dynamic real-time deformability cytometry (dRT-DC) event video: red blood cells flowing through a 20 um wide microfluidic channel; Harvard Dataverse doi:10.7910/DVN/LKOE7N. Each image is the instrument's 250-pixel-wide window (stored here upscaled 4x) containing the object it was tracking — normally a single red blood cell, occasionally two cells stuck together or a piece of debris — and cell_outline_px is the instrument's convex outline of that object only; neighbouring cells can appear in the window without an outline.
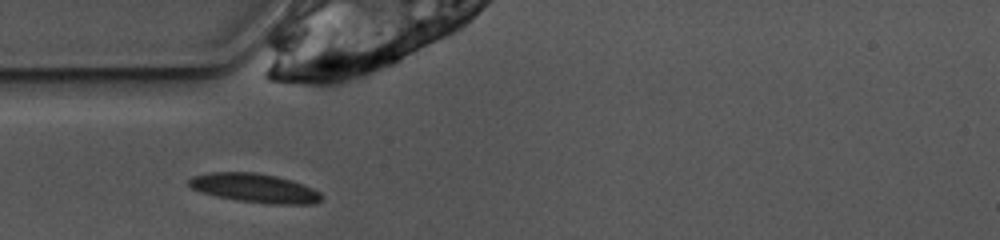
{"species": "common noctule bat (a hibernating species)", "species_latin": "Nyctalus noctula", "temperature_condition": "warm", "stored_images_in_passage": 27, "camera_frame_rate_fps": 3000, "um_per_image_px": 0.085, "animal": {"sex": "female", "body_mass_g": 10.0, "forearm_length_mm": 53.1}, "frame": {"image": 1, "passage_image": 1, "time_ms": 0.0, "image_size_px": [1000, 240], "cell_outline_px": [[324, 196], [316, 204], [272, 204], [236, 200], [200, 192], [192, 188], [188, 184], [188, 180], [192, 176], [208, 172], [256, 172], [276, 176], [292, 180], [304, 184], [320, 192]], "centroid_in_image_um": [21.67, 15.98], "position_along_channel_um": 63.3, "area_um2": 22.54}}
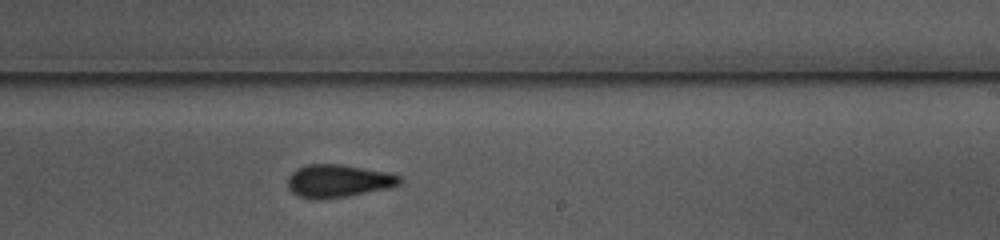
{"frame": {"image": 2, "passage_image": 16, "time_ms": 5.0, "image_size_px": [1000, 240], "cell_outline_px": [[400, 184], [392, 188], [348, 196], [320, 200], [300, 196], [292, 192], [288, 188], [288, 176], [296, 168], [308, 164], [340, 164], [388, 172], [400, 176]], "centroid_in_image_um": [28.76, 15.38], "position_along_channel_um": 260.2, "area_um2": 21.56}}
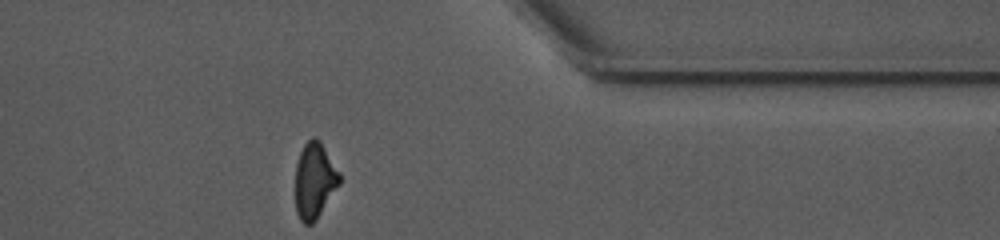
{"frame": {"image": 3, "passage_image": 27, "time_ms": 8.667, "image_size_px": [1000, 240], "cell_outline_px": [[340, 184], [316, 220], [312, 224], [304, 224], [300, 220], [296, 212], [296, 164], [300, 152], [304, 144], [312, 136], [316, 136], [320, 140], [340, 172]], "centroid_in_image_um": [26.74, 15.33], "position_along_channel_um": 384.7, "area_um2": 19.65}, "authors_computed_cell_mechanics": {"area_um2": 21.5594, "velocity_mm_per_s": 3.9051, "shape_relaxation_time_tau1_ms": 5.8957, "shape_relaxation_time_tau2_ms": 3.041, "deformation_change_tau1": 0.1635, "deformation_change_tau2": 0.0986}}